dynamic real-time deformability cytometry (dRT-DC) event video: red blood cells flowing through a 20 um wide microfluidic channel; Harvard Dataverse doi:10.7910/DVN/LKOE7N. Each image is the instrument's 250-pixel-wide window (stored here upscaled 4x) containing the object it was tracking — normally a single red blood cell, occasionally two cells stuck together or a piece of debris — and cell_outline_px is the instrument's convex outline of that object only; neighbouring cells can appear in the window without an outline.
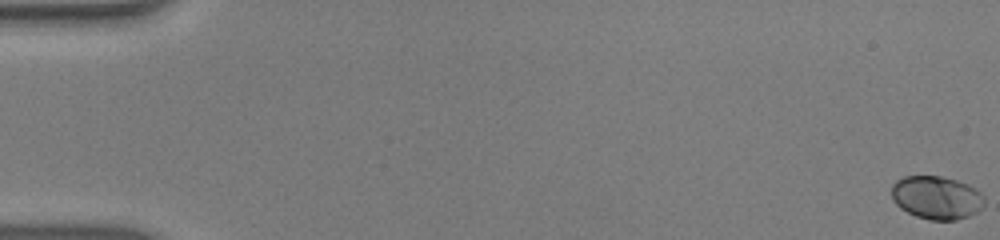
{"species": "human", "species_latin": "Homo sapiens", "temperature_condition": "warm", "stored_images_in_passage": 55, "camera_frame_rate_fps": 3000, "um_per_image_px": 0.085, "donor": {"sex": "male"}, "frame": {"image": 1, "passage_image": 1, "time_ms": 0.0, "image_size_px": [1000, 240], "cell_outline_px": [[984, 204], [976, 212], [968, 216], [956, 220], [928, 220], [916, 216], [900, 208], [892, 200], [892, 184], [896, 180], [904, 176], [940, 176], [956, 180], [968, 184], [976, 188], [984, 196]], "centroid_in_image_um": [79.6, 16.79], "position_along_channel_um": 5.4, "area_um2": 23.47}}
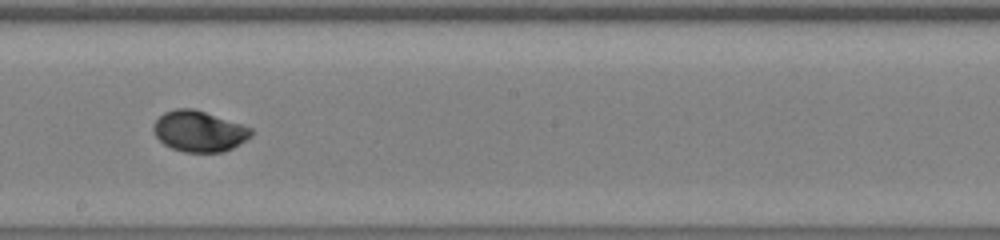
{"frame": {"image": 2, "passage_image": 32, "time_ms": 10.333, "image_size_px": [1000, 240], "cell_outline_px": [[256, 132], [252, 136], [232, 148], [224, 152], [184, 152], [172, 148], [164, 144], [156, 136], [152, 128], [152, 124], [164, 112], [176, 108], [192, 108], [244, 124], [252, 128]], "centroid_in_image_um": [16.95, 11.15], "position_along_channel_um": 231.3, "area_um2": 23.47}}
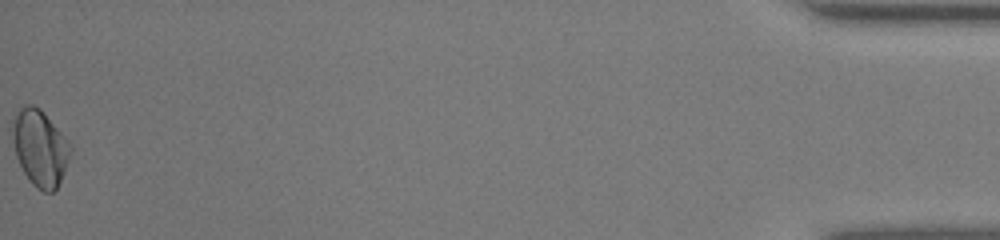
{"frame": {"image": 3, "passage_image": 55, "time_ms": 18.0, "image_size_px": [1000, 240], "cell_outline_px": [[72, 152], [64, 172], [56, 188], [52, 192], [44, 192], [36, 188], [32, 184], [24, 172], [16, 156], [12, 136], [12, 116], [24, 104], [32, 104], [40, 108], [44, 112], [72, 144]], "centroid_in_image_um": [3.4, 12.53], "position_along_channel_um": 431.8, "area_um2": 25.95}, "authors_computed_cell_mechanics": {"area_um2": 23.0044, "velocity_mm_per_s": 3.9044, "shape_relaxation_time_tau1_ms": 2.8618, "shape_relaxation_time_tau2_ms": null, "deformation_change_tau1": 0.1358, "deformation_change_tau2": null}}